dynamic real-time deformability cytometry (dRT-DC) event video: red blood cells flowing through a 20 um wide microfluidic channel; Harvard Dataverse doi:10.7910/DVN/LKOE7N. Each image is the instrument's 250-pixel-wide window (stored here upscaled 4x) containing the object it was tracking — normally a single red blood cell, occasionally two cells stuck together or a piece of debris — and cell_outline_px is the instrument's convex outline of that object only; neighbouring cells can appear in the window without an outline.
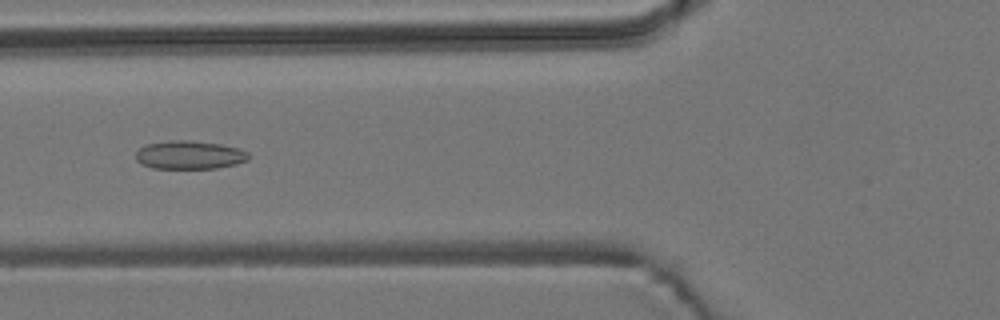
{"species": "common noctule bat (a hibernating species)", "species_latin": "Nyctalus noctula", "temperature_condition": "room temperature", "stored_images_in_passage": 55, "camera_frame_rate_fps": 3000, "um_per_image_px": 0.085, "animal": {"sex": "male", "body_mass_g": 19.2, "forearm_length_mm": 51.8}, "frame": {"image": 1, "passage_image": 21, "time_ms": 6.667, "image_size_px": [1000, 320], "cell_outline_px": [[248, 160], [236, 164], [216, 168], [152, 168], [140, 164], [136, 160], [136, 152], [144, 144], [172, 140], [188, 140], [220, 144], [240, 148], [248, 152]], "centroid_in_image_um": [16.09, 13.17], "position_along_channel_um": 109.7, "area_um2": 18.73}}
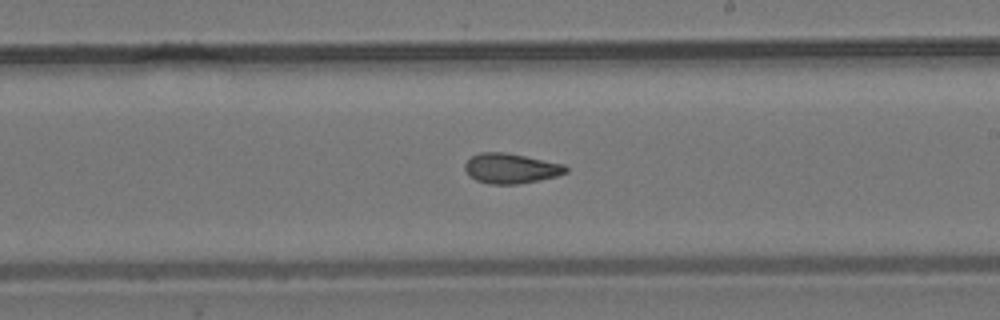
{"frame": {"image": 2, "passage_image": 32, "time_ms": 10.333, "image_size_px": [1000, 320], "cell_outline_px": [[568, 172], [556, 176], [540, 180], [516, 184], [488, 184], [476, 180], [464, 168], [464, 164], [472, 156], [480, 152], [508, 152], [564, 164], [568, 168]], "centroid_in_image_um": [43.45, 14.3], "position_along_channel_um": 245.6, "area_um2": 17.69}}
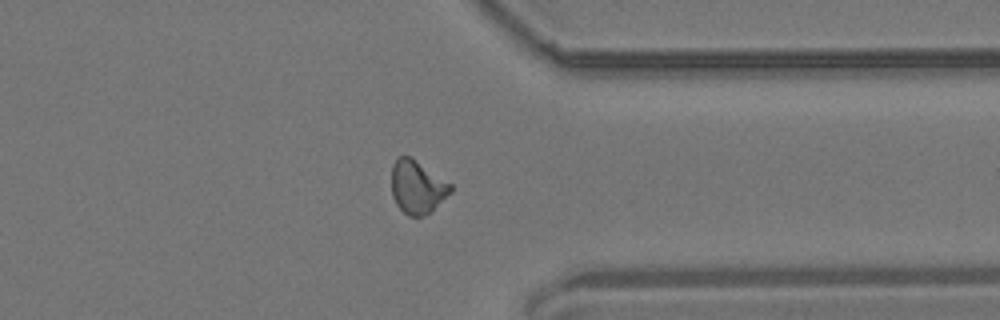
{"frame": {"image": 3, "passage_image": 43, "time_ms": 14.0, "image_size_px": [1000, 320], "cell_outline_px": [[452, 192], [432, 212], [424, 216], [408, 216], [396, 204], [392, 196], [392, 164], [400, 156], [412, 156], [452, 184]], "centroid_in_image_um": [35.49, 15.9], "position_along_channel_um": 375.9, "area_um2": 18.61}, "authors_computed_cell_mechanics": {"area_um2": 18.2648, "velocity_mm_per_s": 3.7037, "shape_relaxation_time_tau1_ms": null, "shape_relaxation_time_tau2_ms": 3.0311, "deformation_change_tau1": null, "deformation_change_tau2": 0.1043}}